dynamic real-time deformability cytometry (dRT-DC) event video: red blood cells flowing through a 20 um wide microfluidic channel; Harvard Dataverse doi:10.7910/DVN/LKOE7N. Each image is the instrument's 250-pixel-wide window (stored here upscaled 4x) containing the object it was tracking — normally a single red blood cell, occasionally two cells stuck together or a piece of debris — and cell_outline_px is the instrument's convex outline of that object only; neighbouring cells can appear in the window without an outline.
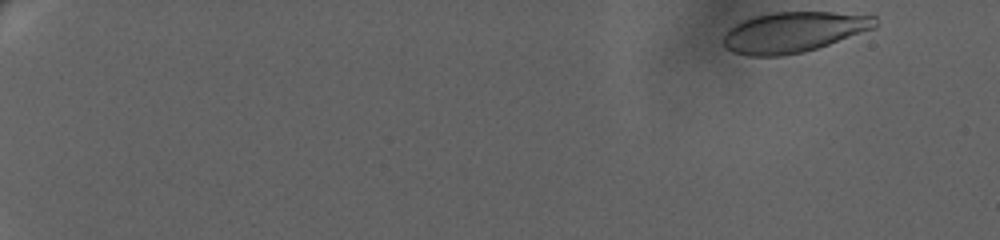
{"species": "human", "species_latin": "Homo sapiens", "temperature_condition": "warm", "stored_images_in_passage": 63, "camera_frame_rate_fps": 3000, "um_per_image_px": 0.085, "donor": {"sex": "female"}, "frame": {"image": 1, "passage_image": 1, "time_ms": 0.0, "image_size_px": [1000, 240], "cell_outline_px": [[880, 24], [876, 28], [804, 52], [780, 56], [748, 56], [732, 52], [720, 40], [724, 32], [728, 28], [744, 20], [756, 16], [772, 12], [832, 12], [876, 16]], "centroid_in_image_um": [67.45, 2.73], "position_along_channel_um": 17.6, "area_um2": 36.01}}
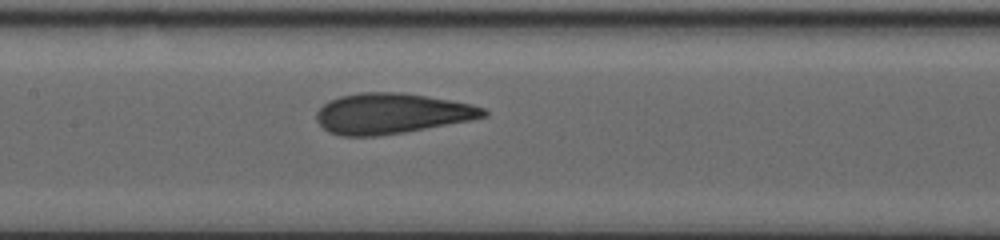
{"frame": {"image": 2, "passage_image": 33, "time_ms": 10.333, "image_size_px": [1000, 240], "cell_outline_px": [[488, 116], [468, 120], [404, 132], [376, 136], [340, 136], [328, 132], [316, 120], [316, 112], [328, 100], [340, 96], [360, 92], [400, 92], [472, 104], [484, 108], [488, 112]], "centroid_in_image_um": [33.24, 9.64], "position_along_channel_um": 174.2, "area_um2": 39.13}}
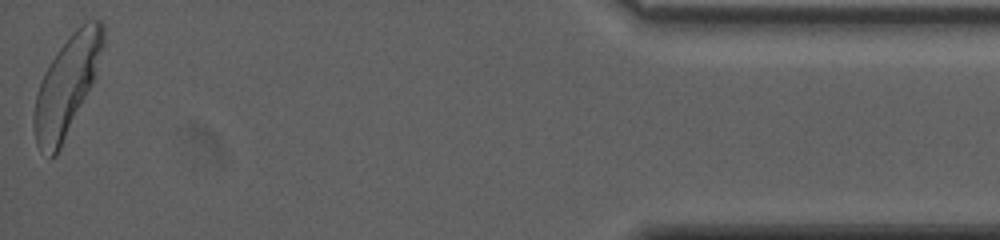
{"frame": {"image": 3, "passage_image": 63, "time_ms": 19.667, "image_size_px": [1000, 240], "cell_outline_px": [[104, 44], [96, 76], [56, 156], [52, 156], [40, 152], [36, 144], [32, 124], [32, 112], [36, 92], [44, 72], [68, 36], [76, 28], [88, 20], [100, 20], [104, 24]], "centroid_in_image_um": [5.65, 7.28], "position_along_channel_um": 429.5, "area_um2": 39.65}, "authors_computed_cell_mechanics": {"area_um2": 38.6104, "velocity_mm_per_s": 3.4165, "shape_relaxation_time_tau1_ms": 5.2942, "shape_relaxation_time_tau2_ms": null, "deformation_change_tau1": 0.2013, "deformation_change_tau2": null}}